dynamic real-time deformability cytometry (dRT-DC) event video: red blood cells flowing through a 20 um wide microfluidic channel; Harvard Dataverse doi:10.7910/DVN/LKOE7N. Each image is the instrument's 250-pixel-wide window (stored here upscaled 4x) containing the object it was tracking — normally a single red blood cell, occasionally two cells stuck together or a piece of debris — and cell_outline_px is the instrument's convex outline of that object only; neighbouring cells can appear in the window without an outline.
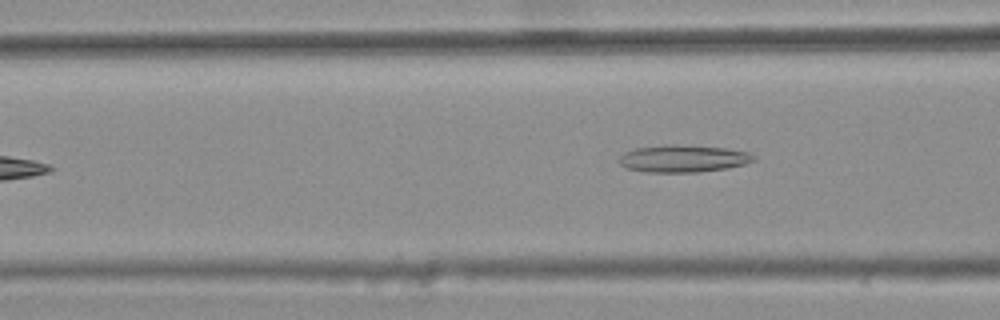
{"species": "common noctule bat (a hibernating species)", "species_latin": "Nyctalus noctula", "temperature_condition": "warm", "stored_images_in_passage": 4, "camera_frame_rate_fps": 3000, "um_per_image_px": 0.085, "animal": {"sex": "female", "body_mass_g": 25.1}, "frame": {"image": 1, "passage_image": 4, "time_ms": 1.0, "image_size_px": [1000, 320], "cell_outline_px": [[756, 160], [744, 164], [728, 168], [700, 172], [644, 172], [628, 168], [620, 164], [616, 160], [624, 152], [636, 148], [664, 144], [676, 144], [728, 148], [748, 152], [756, 156]], "centroid_in_image_um": [58.07, 13.47], "position_along_channel_um": 108.5, "area_um2": 21.68}}